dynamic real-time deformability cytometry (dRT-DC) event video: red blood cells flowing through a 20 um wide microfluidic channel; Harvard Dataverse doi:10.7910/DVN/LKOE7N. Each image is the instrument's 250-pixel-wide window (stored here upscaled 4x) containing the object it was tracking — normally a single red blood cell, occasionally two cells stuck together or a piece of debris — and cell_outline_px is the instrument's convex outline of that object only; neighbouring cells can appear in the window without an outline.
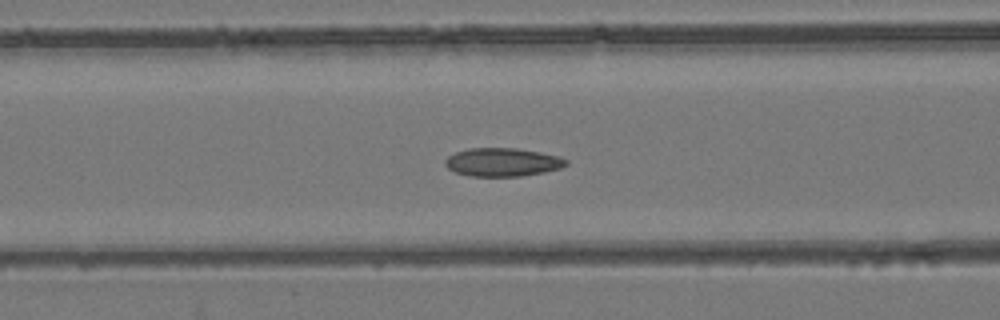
{"species": "common noctule bat (a hibernating species)", "species_latin": "Nyctalus noctula", "temperature_condition": "room temperature", "stored_images_in_passage": 45, "camera_frame_rate_fps": 3000, "um_per_image_px": 0.085, "animal": {"sex": "female", "body_mass_g": 24.6, "forearm_length_mm": 56.2}, "frame": {"image": 1, "passage_image": 13, "time_ms": 4.0, "image_size_px": [1000, 320], "cell_outline_px": [[568, 164], [560, 168], [544, 172], [520, 176], [472, 176], [456, 172], [448, 168], [444, 164], [444, 160], [448, 156], [456, 152], [468, 148], [516, 148], [540, 152], [556, 156], [568, 160]], "centroid_in_image_um": [42.7, 13.78], "position_along_channel_um": 123.9, "area_um2": 19.88}}
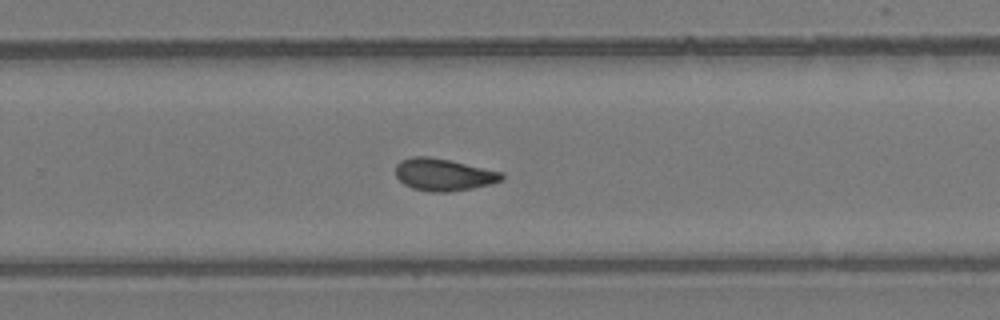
{"frame": {"image": 2, "passage_image": 26, "time_ms": 8.333, "image_size_px": [1000, 320], "cell_outline_px": [[504, 180], [492, 184], [472, 188], [448, 192], [432, 192], [412, 188], [404, 184], [396, 176], [396, 164], [400, 160], [412, 156], [428, 156], [448, 160], [504, 172]], "centroid_in_image_um": [37.72, 14.84], "position_along_channel_um": 292.1, "area_um2": 20.0}}
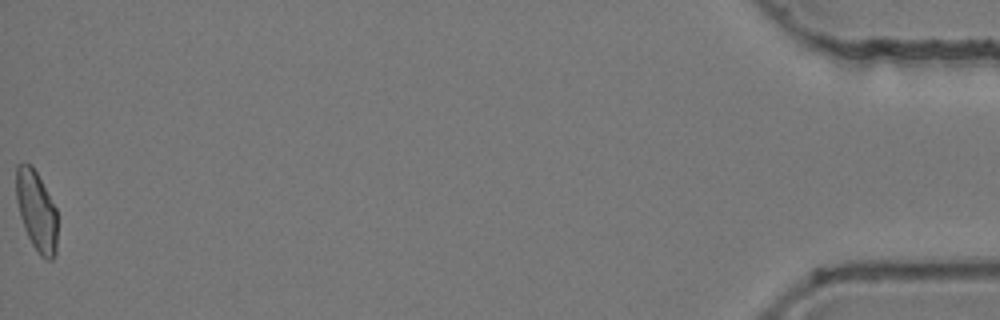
{"frame": {"image": 3, "passage_image": 45, "time_ms": 14.667, "image_size_px": [1000, 320], "cell_outline_px": [[56, 252], [52, 260], [44, 260], [40, 256], [32, 244], [24, 228], [20, 216], [16, 200], [16, 164], [24, 160], [32, 164], [56, 208]], "centroid_in_image_um": [3.08, 17.89], "position_along_channel_um": 432.1, "area_um2": 19.42}, "authors_computed_cell_mechanics": {"area_um2": 19.5942, "velocity_mm_per_s": 3.8846, "shape_relaxation_time_tau1_ms": null, "shape_relaxation_time_tau2_ms": 2.1318, "deformation_change_tau1": null, "deformation_change_tau2": 0.0697}}